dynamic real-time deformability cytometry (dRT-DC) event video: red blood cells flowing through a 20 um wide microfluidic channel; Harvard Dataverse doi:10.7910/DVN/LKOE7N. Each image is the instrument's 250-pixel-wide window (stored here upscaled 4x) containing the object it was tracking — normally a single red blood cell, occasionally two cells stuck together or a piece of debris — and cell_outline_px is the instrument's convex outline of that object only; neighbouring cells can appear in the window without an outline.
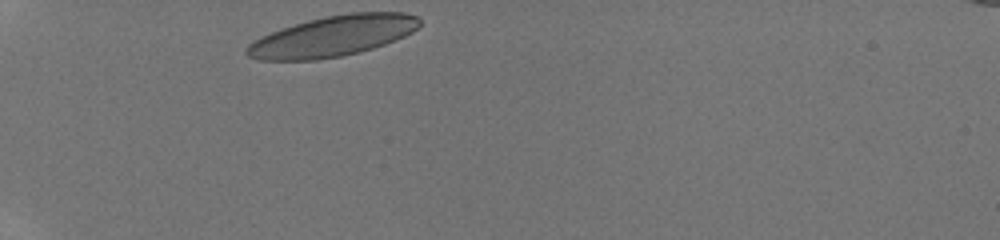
{"species": "human", "species_latin": "Homo sapiens", "temperature_condition": "room temperature", "stored_images_in_passage": 26, "camera_frame_rate_fps": 3000, "um_per_image_px": 0.085, "donor": {"sex": "male"}, "frame": {"image": 1, "passage_image": 1, "time_ms": 0.0, "image_size_px": [1000, 240], "cell_outline_px": [[420, 24], [412, 32], [396, 40], [360, 52], [340, 56], [316, 60], [260, 60], [248, 56], [244, 52], [244, 48], [252, 40], [260, 36], [308, 20], [324, 16], [348, 12], [404, 12], [420, 16]], "centroid_in_image_um": [28.28, 3.06], "position_along_channel_um": 56.7, "area_um2": 41.04}}
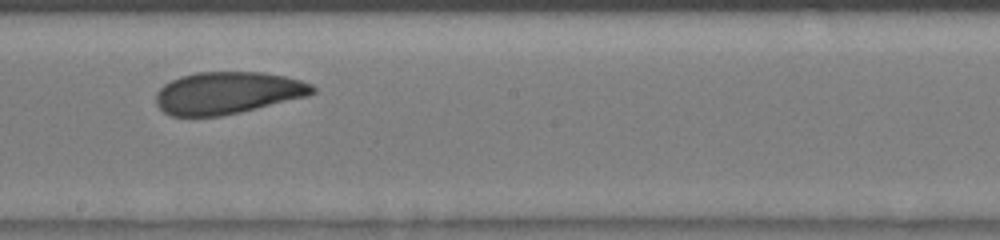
{"frame": {"image": 2, "passage_image": 14, "time_ms": 4.333, "image_size_px": [1000, 240], "cell_outline_px": [[316, 92], [308, 96], [240, 112], [220, 116], [172, 116], [164, 112], [156, 104], [156, 92], [164, 84], [180, 76], [196, 72], [264, 72], [284, 76], [300, 80], [312, 84], [316, 88]], "centroid_in_image_um": [19.35, 7.89], "position_along_channel_um": 228.9, "area_um2": 38.49}}
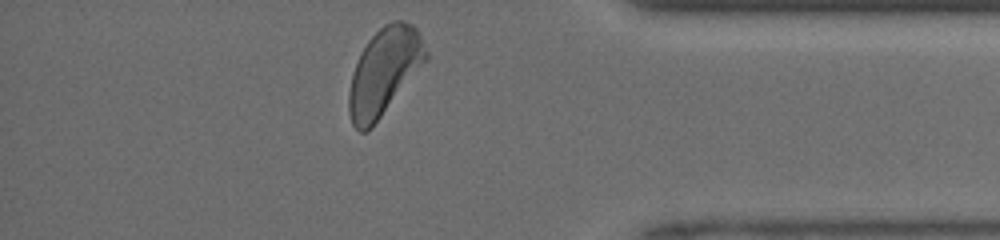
{"frame": {"image": 3, "passage_image": 26, "time_ms": 8.333, "image_size_px": [1000, 240], "cell_outline_px": [[428, 60], [372, 128], [364, 132], [360, 132], [352, 124], [348, 112], [348, 92], [352, 76], [360, 52], [368, 40], [384, 24], [392, 20], [400, 20], [412, 24], [416, 28], [428, 52]], "centroid_in_image_um": [32.66, 6.1], "position_along_channel_um": 402.5, "area_um2": 39.13}}